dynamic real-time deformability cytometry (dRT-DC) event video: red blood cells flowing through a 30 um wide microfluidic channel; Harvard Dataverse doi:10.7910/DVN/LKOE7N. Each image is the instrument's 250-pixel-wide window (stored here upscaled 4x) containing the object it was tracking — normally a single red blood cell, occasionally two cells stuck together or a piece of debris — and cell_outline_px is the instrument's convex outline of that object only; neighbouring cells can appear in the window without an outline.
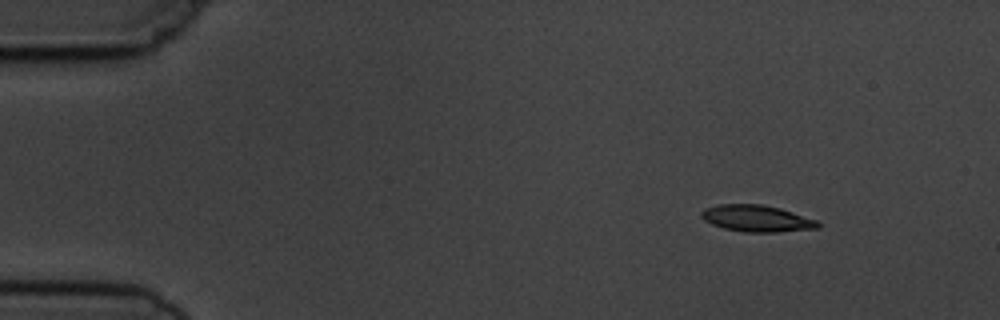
{"species": "common noctule bat (a hibernating species)", "species_latin": "Nyctalus noctula", "temperature_condition": "cold", "stored_images_in_passage": 8, "camera_frame_rate_fps": 3000, "um_per_image_px": 0.085, "animal": {"sex": "male", "body_mass_g": 19.5, "forearm_length_mm": 54.6}, "frame": {"image": 1, "passage_image": 1, "time_ms": 0.0, "image_size_px": [1000, 320], "cell_outline_px": [[820, 228], [776, 232], [744, 232], [724, 228], [712, 224], [704, 220], [700, 216], [700, 212], [704, 208], [720, 204], [760, 204], [780, 208], [816, 220], [820, 224]], "centroid_in_image_um": [64.29, 18.57], "position_along_channel_um": 20.7, "area_um2": 18.03}}
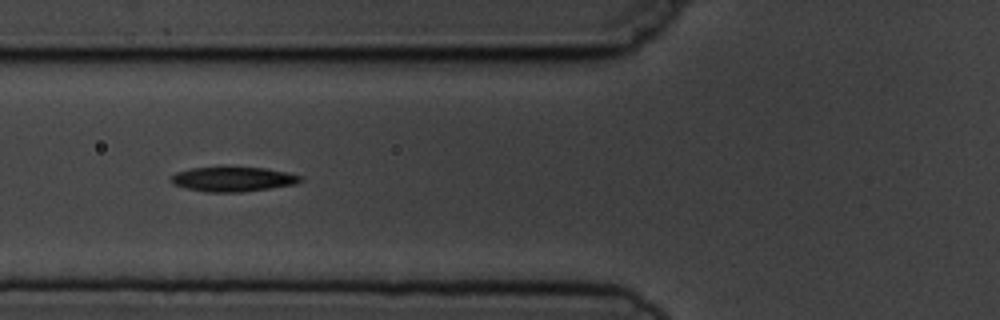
{"frame": {"image": 2, "passage_image": 5, "time_ms": 4.667, "image_size_px": [1000, 320], "cell_outline_px": [[304, 180], [296, 184], [272, 188], [240, 192], [208, 192], [188, 188], [172, 184], [172, 176], [176, 172], [192, 168], [264, 168], [288, 172], [304, 176]], "centroid_in_image_um": [19.89, 15.24], "position_along_channel_um": 105.9, "area_um2": 18.38}}
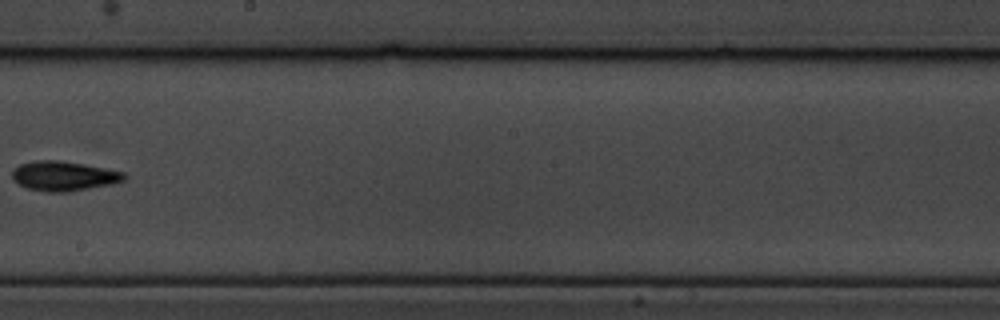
{"frame": {"image": 3, "passage_image": 8, "time_ms": 8.333, "image_size_px": [1000, 320], "cell_outline_px": [[128, 176], [124, 180], [112, 184], [68, 192], [48, 192], [28, 188], [12, 180], [12, 168], [20, 164], [36, 160], [60, 160], [104, 168], [124, 172]], "centroid_in_image_um": [5.4, 14.96], "position_along_channel_um": 242.8, "area_um2": 19.36}}